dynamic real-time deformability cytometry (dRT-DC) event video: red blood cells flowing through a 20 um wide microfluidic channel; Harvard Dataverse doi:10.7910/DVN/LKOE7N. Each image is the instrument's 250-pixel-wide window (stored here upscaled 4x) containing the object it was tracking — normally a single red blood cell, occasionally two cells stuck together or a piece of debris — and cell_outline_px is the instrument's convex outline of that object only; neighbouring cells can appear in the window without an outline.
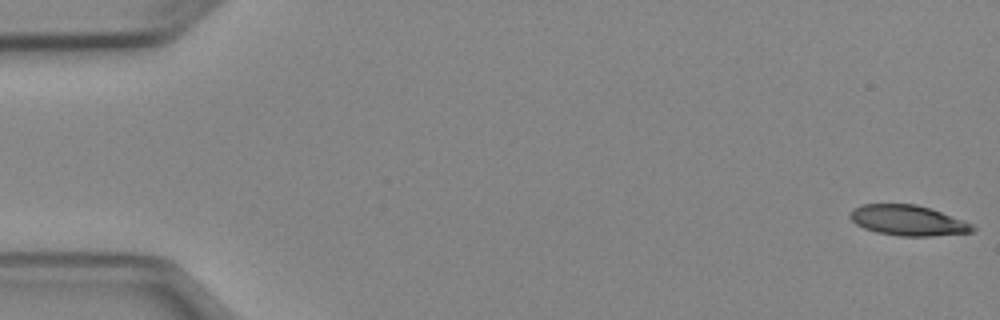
{"species": "Egyptian fruit bat (a non-hibernating species)", "species_latin": "Rousettus aegyptiacus", "temperature_condition": "cold", "stored_images_in_passage": 51, "camera_frame_rate_fps": 3000, "um_per_image_px": 0.085, "animal": {"sex": "female"}, "frame": {"image": 1, "passage_image": 1, "time_ms": 0.0, "image_size_px": [1000, 320], "cell_outline_px": [[976, 228], [972, 232], [932, 236], [900, 236], [876, 232], [864, 228], [856, 224], [848, 216], [852, 208], [860, 204], [916, 204], [932, 208], [972, 224]], "centroid_in_image_um": [77.15, 18.73], "position_along_channel_um": 7.9, "area_um2": 21.79}}
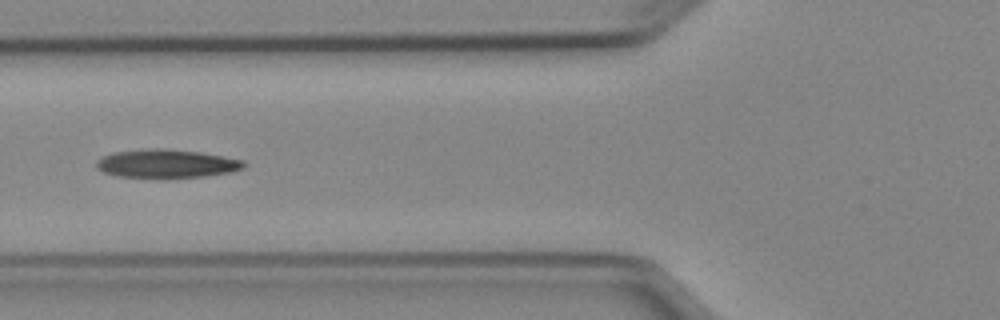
{"frame": {"image": 2, "passage_image": 20, "time_ms": 6.333, "image_size_px": [1000, 320], "cell_outline_px": [[248, 164], [244, 168], [232, 172], [204, 176], [164, 180], [160, 180], [120, 176], [104, 172], [96, 168], [96, 160], [112, 152], [148, 148], [164, 148], [200, 152], [244, 160]], "centroid_in_image_um": [14.17, 13.93], "position_along_channel_um": 111.6, "area_um2": 25.32}}
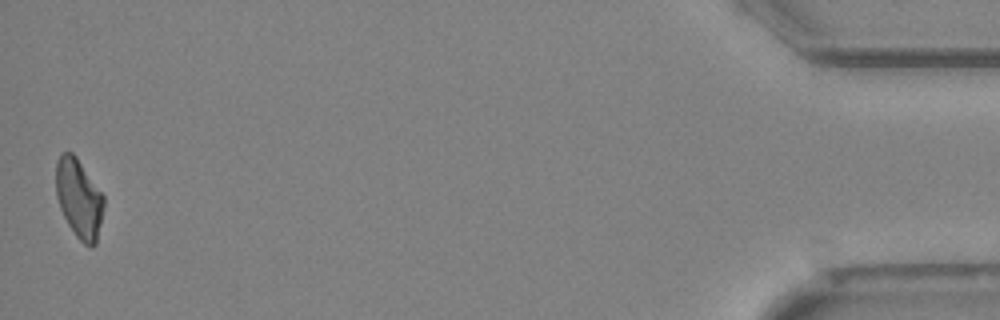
{"frame": {"image": 3, "passage_image": 51, "time_ms": 16.667, "image_size_px": [1000, 320], "cell_outline_px": [[104, 204], [96, 244], [92, 248], [84, 244], [76, 236], [68, 224], [60, 208], [56, 196], [56, 160], [60, 152], [72, 152], [76, 156], [104, 196]], "centroid_in_image_um": [6.7, 16.86], "position_along_channel_um": 428.5, "area_um2": 22.02}}